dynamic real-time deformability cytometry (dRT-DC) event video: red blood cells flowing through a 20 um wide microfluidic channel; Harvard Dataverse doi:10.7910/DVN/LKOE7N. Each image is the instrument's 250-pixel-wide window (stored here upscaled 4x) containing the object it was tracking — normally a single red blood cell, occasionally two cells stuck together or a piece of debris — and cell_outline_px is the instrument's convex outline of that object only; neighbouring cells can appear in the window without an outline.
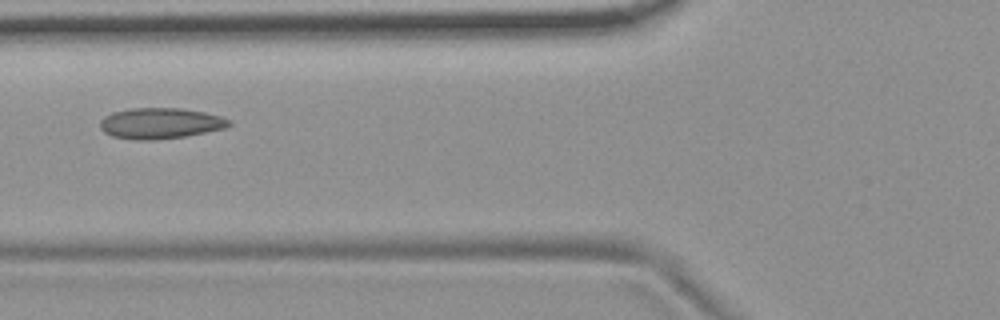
{"species": "common noctule bat (a hibernating species)", "species_latin": "Nyctalus noctula", "temperature_condition": "room temperature", "stored_images_in_passage": 4, "camera_frame_rate_fps": 3000, "um_per_image_px": 0.085, "animal": {"sex": "female", "body_mass_g": 19.9}, "frame": {"image": 1, "passage_image": 4, "time_ms": 1.0, "image_size_px": [1000, 320], "cell_outline_px": [[232, 124], [224, 128], [184, 136], [152, 140], [140, 140], [112, 136], [104, 132], [100, 128], [100, 120], [104, 116], [112, 112], [128, 108], [180, 108], [204, 112], [220, 116], [228, 120]], "centroid_in_image_um": [13.57, 10.47], "position_along_channel_um": 112.2, "area_um2": 23.0}}